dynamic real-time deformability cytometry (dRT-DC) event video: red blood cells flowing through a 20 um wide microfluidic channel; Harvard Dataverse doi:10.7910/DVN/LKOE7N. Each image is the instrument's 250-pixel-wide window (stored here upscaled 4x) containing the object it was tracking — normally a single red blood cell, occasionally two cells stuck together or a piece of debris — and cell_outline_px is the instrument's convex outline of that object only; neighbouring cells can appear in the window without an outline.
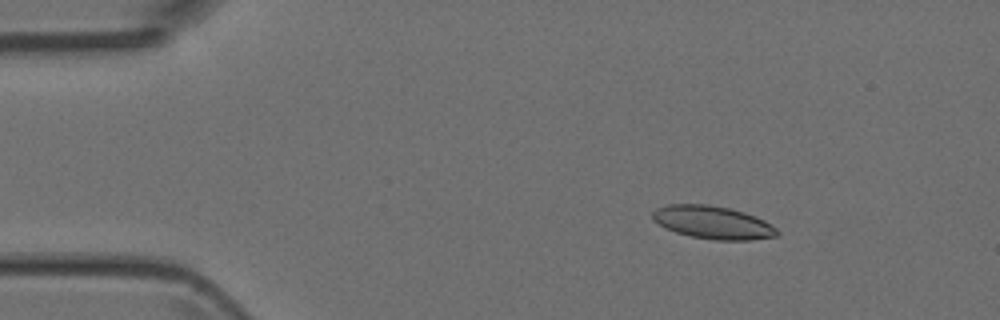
{"species": "Egyptian fruit bat (a non-hibernating species)", "species_latin": "Rousettus aegyptiacus", "temperature_condition": "room temperature", "stored_images_in_passage": 5, "camera_frame_rate_fps": 3000, "um_per_image_px": 0.085, "animal": {"sex": "female"}, "frame": {"image": 1, "passage_image": 3, "time_ms": 2.0, "image_size_px": [1000, 320], "cell_outline_px": [[780, 232], [776, 236], [752, 240], [716, 240], [692, 236], [676, 232], [664, 228], [652, 220], [652, 212], [656, 208], [668, 204], [708, 204], [728, 208], [744, 212], [756, 216], [764, 220], [776, 228]], "centroid_in_image_um": [60.57, 18.9], "position_along_channel_um": 24.4, "area_um2": 23.99}}
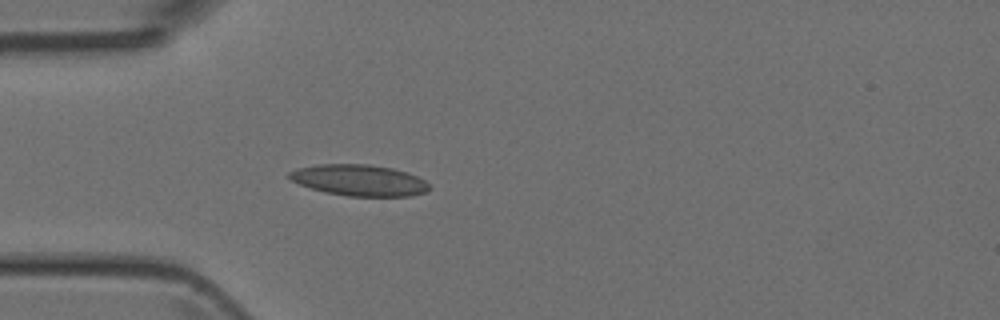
{"frame": {"image": 2, "passage_image": 5, "time_ms": 4.333, "image_size_px": [1000, 320], "cell_outline_px": [[432, 188], [424, 192], [408, 196], [348, 196], [324, 192], [300, 184], [292, 180], [288, 176], [288, 172], [300, 168], [320, 164], [368, 164], [392, 168], [408, 172], [424, 180]], "centroid_in_image_um": [30.55, 15.32], "position_along_channel_um": 54.4, "area_um2": 25.26}}